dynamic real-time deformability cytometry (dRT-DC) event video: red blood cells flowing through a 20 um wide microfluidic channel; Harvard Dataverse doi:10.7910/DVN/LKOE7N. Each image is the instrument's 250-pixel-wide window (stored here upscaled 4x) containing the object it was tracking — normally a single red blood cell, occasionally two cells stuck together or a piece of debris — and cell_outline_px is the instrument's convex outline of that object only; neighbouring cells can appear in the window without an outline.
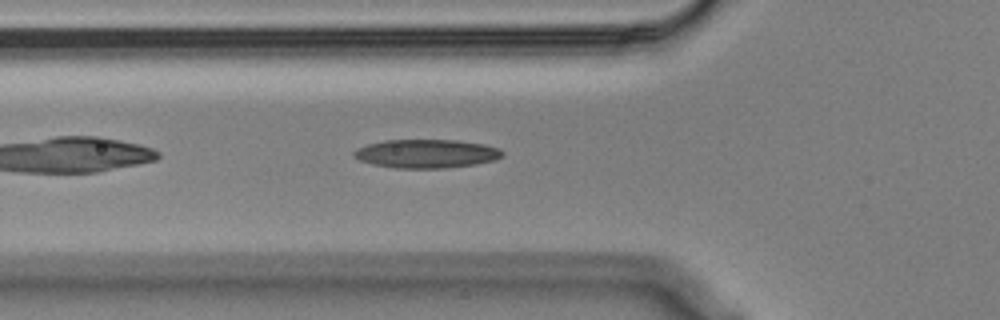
{"species": "Egyptian fruit bat (a non-hibernating species)", "species_latin": "Rousettus aegyptiacus", "temperature_condition": "cold", "stored_images_in_passage": 41, "camera_frame_rate_fps": 3000, "um_per_image_px": 0.085, "animal": {"sex": "male"}, "frame": {"image": 1, "passage_image": 5, "time_ms": 1.333, "image_size_px": [1000, 320], "cell_outline_px": [[504, 156], [496, 160], [476, 164], [444, 168], [396, 168], [372, 164], [360, 160], [352, 156], [352, 152], [356, 148], [368, 144], [384, 140], [456, 140], [484, 144], [500, 148], [504, 152]], "centroid_in_image_um": [36.26, 13.06], "position_along_channel_um": 89.5, "area_um2": 24.97}}
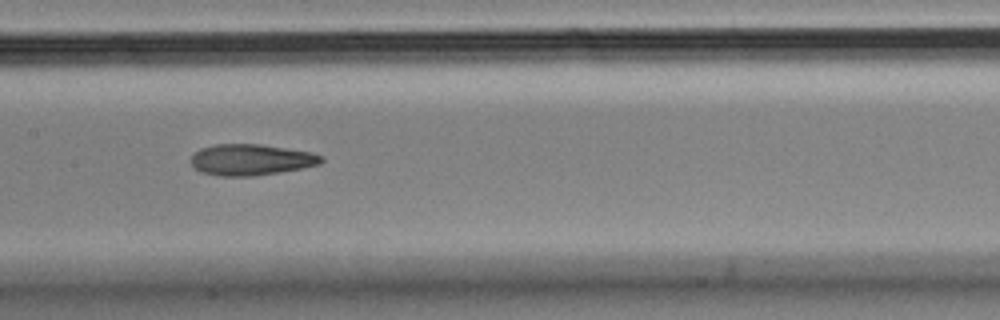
{"frame": {"image": 2, "passage_image": 13, "time_ms": 4.0, "image_size_px": [1000, 320], "cell_outline_px": [[324, 160], [320, 164], [300, 168], [252, 176], [216, 176], [200, 172], [188, 160], [200, 148], [216, 144], [260, 144], [312, 152], [324, 156]], "centroid_in_image_um": [21.31, 13.57], "position_along_channel_um": 186.1, "area_um2": 23.64}}
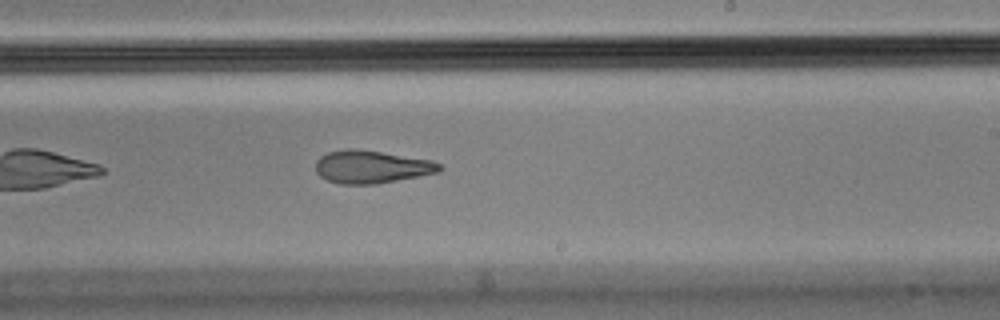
{"frame": {"image": 3, "passage_image": 19, "time_ms": 6.0, "image_size_px": [1000, 320], "cell_outline_px": [[444, 168], [440, 172], [376, 184], [340, 184], [328, 180], [320, 176], [316, 172], [316, 160], [320, 156], [328, 152], [348, 148], [352, 148], [380, 152], [432, 160], [440, 164]], "centroid_in_image_um": [31.58, 14.18], "position_along_channel_um": 257.4, "area_um2": 23.64}}